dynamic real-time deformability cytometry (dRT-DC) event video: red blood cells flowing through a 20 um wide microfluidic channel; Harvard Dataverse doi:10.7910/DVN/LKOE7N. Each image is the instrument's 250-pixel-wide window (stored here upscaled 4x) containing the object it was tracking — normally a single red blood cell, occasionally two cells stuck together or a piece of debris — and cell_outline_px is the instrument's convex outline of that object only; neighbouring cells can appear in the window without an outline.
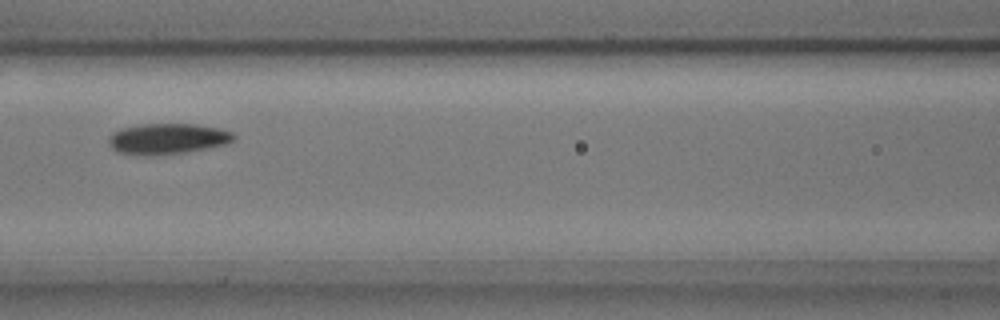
{"species": "common noctule bat (a hibernating species)", "species_latin": "Nyctalus noctula", "temperature_condition": "cold", "stored_images_in_passage": 3, "camera_frame_rate_fps": 3000, "um_per_image_px": 0.085, "animal": {"sex": "male", "body_mass_g": 17.9, "forearm_length_mm": 54.2}, "frame": {"image": 1, "passage_image": 3, "time_ms": 0.667, "image_size_px": [1000, 320], "cell_outline_px": [[236, 136], [228, 144], [208, 148], [184, 152], [152, 156], [144, 156], [116, 152], [108, 144], [108, 136], [112, 132], [120, 128], [140, 124], [196, 124], [220, 128], [232, 132]], "centroid_in_image_um": [14.2, 11.8], "position_along_channel_um": 152.4, "area_um2": 22.77}}